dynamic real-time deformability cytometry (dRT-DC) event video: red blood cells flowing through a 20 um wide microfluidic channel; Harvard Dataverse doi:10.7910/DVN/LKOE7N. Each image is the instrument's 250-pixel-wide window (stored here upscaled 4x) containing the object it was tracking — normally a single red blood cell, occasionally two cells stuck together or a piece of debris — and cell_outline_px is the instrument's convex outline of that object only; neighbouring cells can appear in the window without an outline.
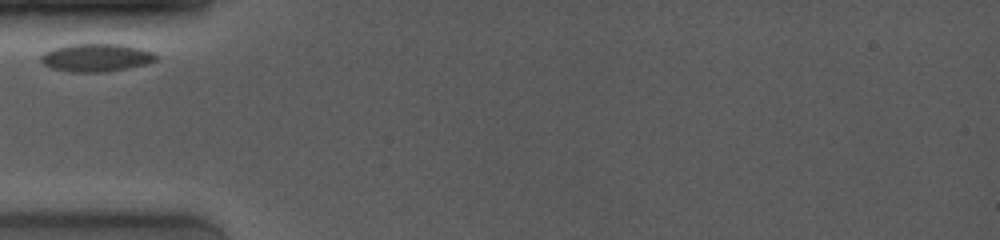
{"species": "common noctule bat (a hibernating species)", "species_latin": "Nyctalus noctula", "temperature_condition": "room temperature", "stored_images_in_passage": 3, "camera_frame_rate_fps": 4000, "um_per_image_px": 0.085, "animal": {"sex": "female", "body_mass_g": 19.0, "forearm_length_mm": 53.3}, "frame": {"image": 1, "passage_image": 1, "time_ms": 0.0, "image_size_px": [1000, 240], "cell_outline_px": [[160, 56], [156, 60], [144, 64], [128, 68], [104, 72], [68, 72], [48, 68], [40, 60], [40, 56], [44, 52], [52, 48], [72, 44], [120, 44], [140, 48], [152, 52]], "centroid_in_image_um": [8.14, 4.9], "position_along_channel_um": 76.9, "area_um2": 18.9}}
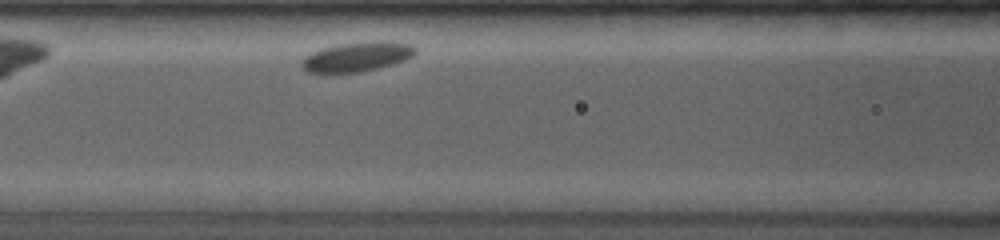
{"frame": {"image": 2, "passage_image": 3, "time_ms": 1.75, "image_size_px": [1000, 240], "cell_outline_px": [[416, 52], [412, 56], [404, 60], [392, 64], [360, 72], [324, 76], [308, 72], [300, 64], [304, 56], [312, 52], [324, 48], [340, 44], [368, 40], [388, 40], [412, 44], [416, 48]], "centroid_in_image_um": [30.31, 4.84], "position_along_channel_um": 136.3, "area_um2": 20.35}}